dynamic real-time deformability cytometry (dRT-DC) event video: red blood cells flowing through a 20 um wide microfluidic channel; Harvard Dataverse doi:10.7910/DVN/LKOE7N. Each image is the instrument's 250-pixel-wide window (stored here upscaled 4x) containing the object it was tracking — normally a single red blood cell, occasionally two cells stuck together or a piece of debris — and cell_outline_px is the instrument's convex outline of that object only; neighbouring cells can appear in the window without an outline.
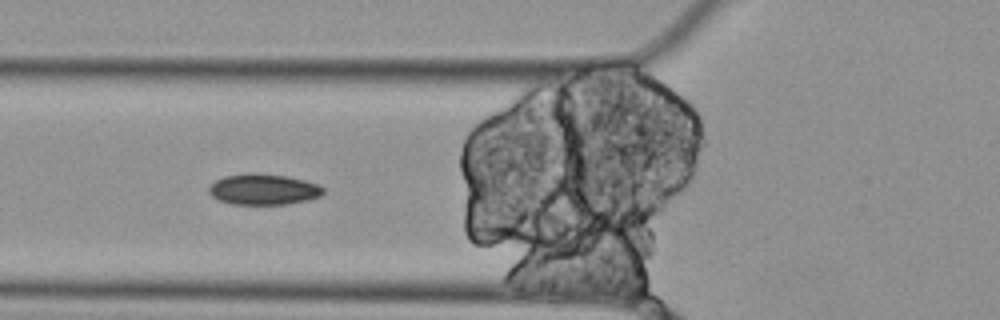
{"species": "Egyptian fruit bat (a non-hibernating species)", "species_latin": "Rousettus aegyptiacus", "temperature_condition": "cold", "stored_images_in_passage": 9, "camera_frame_rate_fps": 3000, "um_per_image_px": 0.085, "animal": {"sex": "female"}, "frame": {"image": 1, "passage_image": 6, "time_ms": 1.667, "image_size_px": [1000, 320], "cell_outline_px": [[324, 192], [320, 196], [308, 200], [288, 204], [232, 204], [220, 200], [212, 196], [208, 192], [208, 188], [216, 180], [224, 176], [248, 172], [256, 172], [284, 176], [304, 180], [320, 184], [324, 188]], "centroid_in_image_um": [22.4, 16.08], "position_along_channel_um": 103.4, "area_um2": 20.69}}
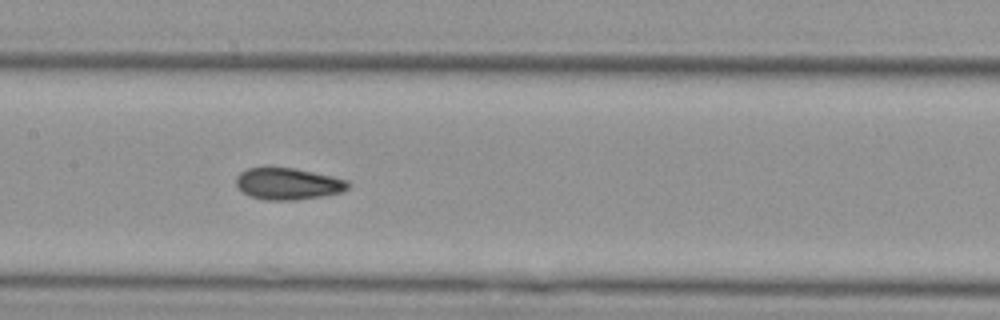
{"frame": {"image": 2, "passage_image": 8, "time_ms": 2.333, "image_size_px": [1000, 320], "cell_outline_px": [[348, 188], [344, 192], [324, 196], [296, 200], [264, 200], [248, 196], [236, 184], [236, 176], [240, 172], [248, 168], [268, 164], [296, 168], [332, 176], [348, 180]], "centroid_in_image_um": [24.45, 15.58], "position_along_channel_um": 183.0, "area_um2": 21.44}}
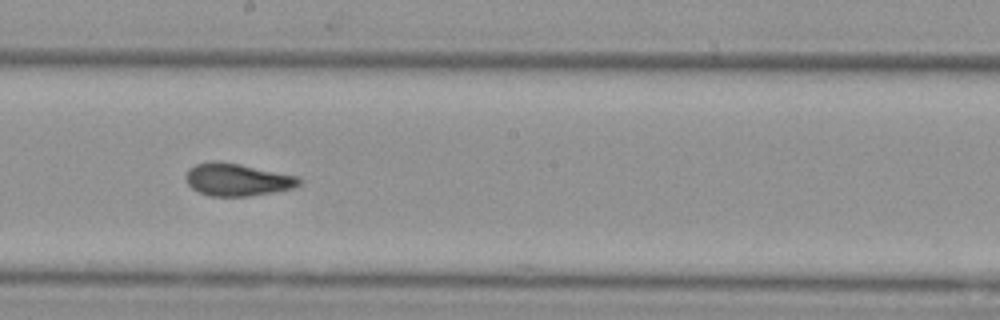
{"frame": {"image": 3, "passage_image": 9, "time_ms": 2.667, "image_size_px": [1000, 320], "cell_outline_px": [[300, 184], [296, 188], [248, 196], [208, 196], [192, 188], [188, 184], [188, 168], [196, 164], [208, 160], [220, 160], [300, 176]], "centroid_in_image_um": [20.2, 15.25], "position_along_channel_um": 228.0, "area_um2": 21.56}}